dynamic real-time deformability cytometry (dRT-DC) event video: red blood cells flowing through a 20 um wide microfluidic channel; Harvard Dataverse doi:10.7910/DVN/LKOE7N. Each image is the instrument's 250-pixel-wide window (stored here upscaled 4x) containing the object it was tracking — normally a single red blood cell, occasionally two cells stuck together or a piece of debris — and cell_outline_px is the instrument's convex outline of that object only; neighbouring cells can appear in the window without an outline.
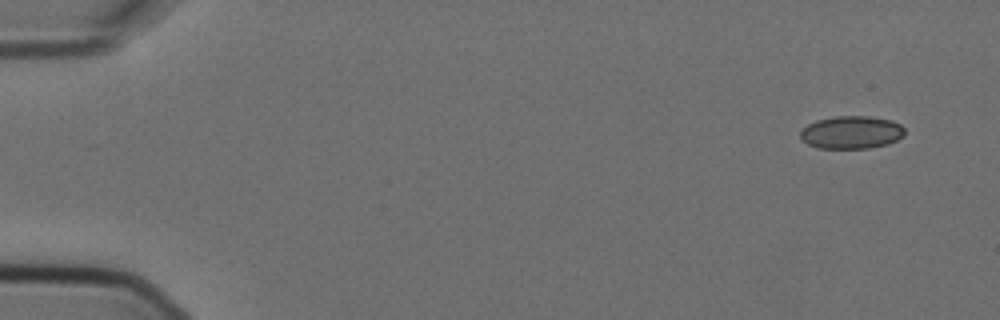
{"species": "Egyptian fruit bat (a non-hibernating species)", "species_latin": "Rousettus aegyptiacus", "temperature_condition": "cold", "stored_images_in_passage": 5, "camera_frame_rate_fps": 3000, "um_per_image_px": 0.085, "animal": {"sex": "female"}, "frame": {"image": 1, "passage_image": 1, "time_ms": 0.0, "image_size_px": [1000, 320], "cell_outline_px": [[904, 136], [888, 144], [868, 148], [816, 148], [800, 140], [800, 132], [808, 124], [816, 120], [836, 116], [868, 116], [892, 120], [900, 124], [904, 128]], "centroid_in_image_um": [72.36, 11.25], "position_along_channel_um": 12.6, "area_um2": 20.06}}
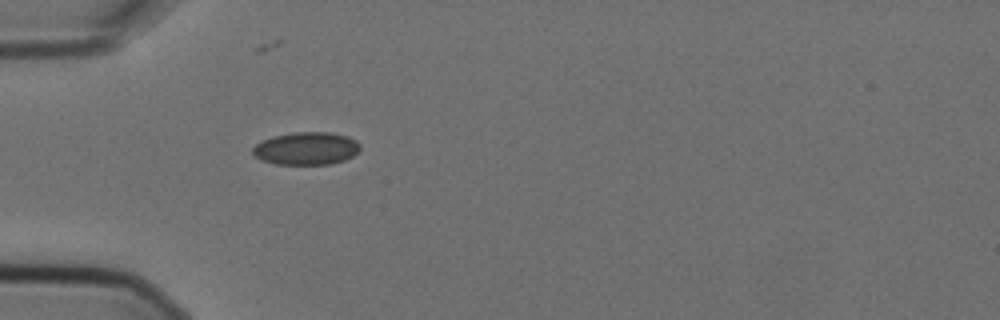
{"frame": {"image": 2, "passage_image": 5, "time_ms": 1.333, "image_size_px": [1000, 320], "cell_outline_px": [[360, 148], [352, 156], [344, 160], [332, 164], [276, 164], [260, 160], [252, 152], [252, 148], [256, 144], [272, 136], [292, 132], [328, 132], [348, 136], [356, 140], [360, 144]], "centroid_in_image_um": [26.03, 12.61], "position_along_channel_um": 59.0, "area_um2": 20.52}}